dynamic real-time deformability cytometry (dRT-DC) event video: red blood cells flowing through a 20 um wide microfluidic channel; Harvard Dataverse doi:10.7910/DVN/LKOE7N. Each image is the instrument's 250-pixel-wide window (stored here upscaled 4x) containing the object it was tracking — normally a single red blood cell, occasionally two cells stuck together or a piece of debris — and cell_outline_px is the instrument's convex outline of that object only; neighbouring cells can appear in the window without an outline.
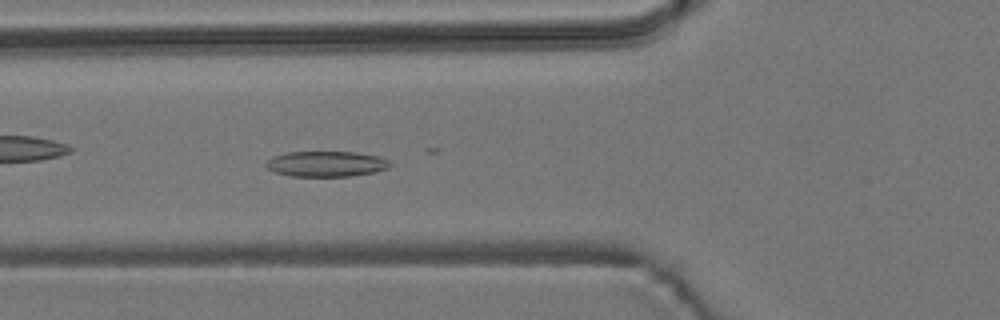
{"species": "common noctule bat (a hibernating species)", "species_latin": "Nyctalus noctula", "temperature_condition": "room temperature", "stored_images_in_passage": 55, "camera_frame_rate_fps": 3000, "um_per_image_px": 0.085, "animal": {"sex": "male", "body_mass_g": 19.2, "forearm_length_mm": 51.8}, "frame": {"image": 1, "passage_image": 20, "time_ms": 6.333, "image_size_px": [1000, 320], "cell_outline_px": [[392, 164], [388, 168], [372, 172], [348, 176], [292, 176], [276, 172], [268, 168], [264, 164], [272, 156], [288, 152], [356, 152], [380, 156], [388, 160]], "centroid_in_image_um": [27.73, 13.92], "position_along_channel_um": 98.1, "area_um2": 18.32}}
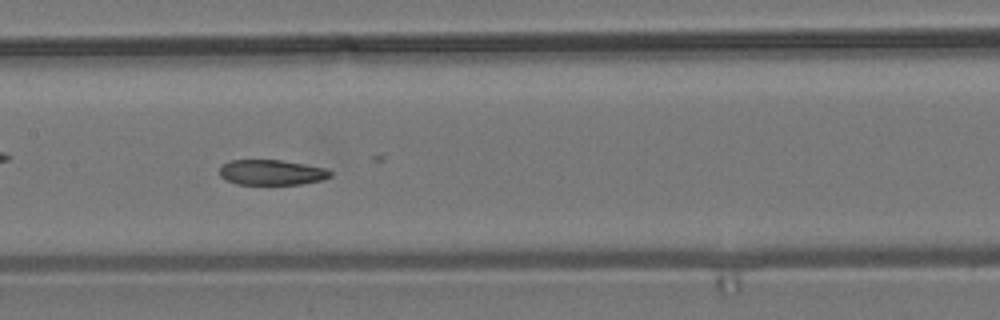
{"frame": {"image": 2, "passage_image": 27, "time_ms": 8.667, "image_size_px": [1000, 320], "cell_outline_px": [[332, 176], [320, 180], [300, 184], [236, 184], [224, 180], [220, 176], [220, 164], [228, 160], [280, 160], [304, 164], [324, 168], [332, 172]], "centroid_in_image_um": [23.02, 14.65], "position_along_channel_um": 184.4, "area_um2": 16.36}}
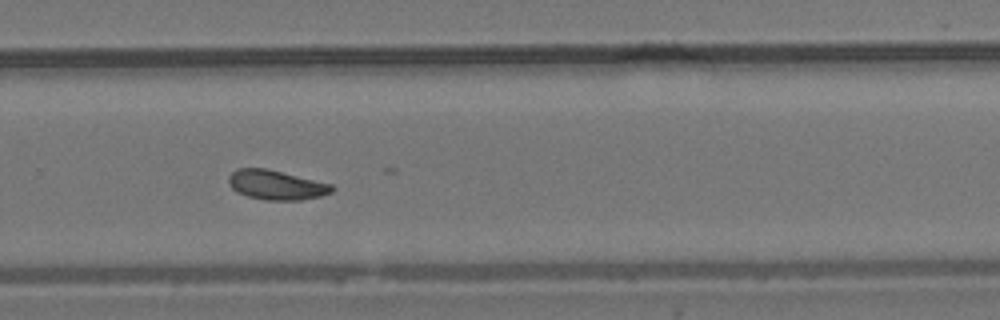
{"frame": {"image": 3, "passage_image": 37, "time_ms": 12.0, "image_size_px": [1000, 320], "cell_outline_px": [[336, 188], [332, 192], [320, 196], [300, 200], [264, 200], [248, 196], [236, 192], [228, 184], [228, 176], [236, 168], [268, 168], [332, 184]], "centroid_in_image_um": [23.47, 15.71], "position_along_channel_um": 306.3, "area_um2": 17.98}, "authors_computed_cell_mechanics": {"area_um2": 17.9758, "velocity_mm_per_s": 3.6814, "shape_relaxation_time_tau1_ms": null, "shape_relaxation_time_tau2_ms": 2.6548, "deformation_change_tau1": null, "deformation_change_tau2": 0.0686}}